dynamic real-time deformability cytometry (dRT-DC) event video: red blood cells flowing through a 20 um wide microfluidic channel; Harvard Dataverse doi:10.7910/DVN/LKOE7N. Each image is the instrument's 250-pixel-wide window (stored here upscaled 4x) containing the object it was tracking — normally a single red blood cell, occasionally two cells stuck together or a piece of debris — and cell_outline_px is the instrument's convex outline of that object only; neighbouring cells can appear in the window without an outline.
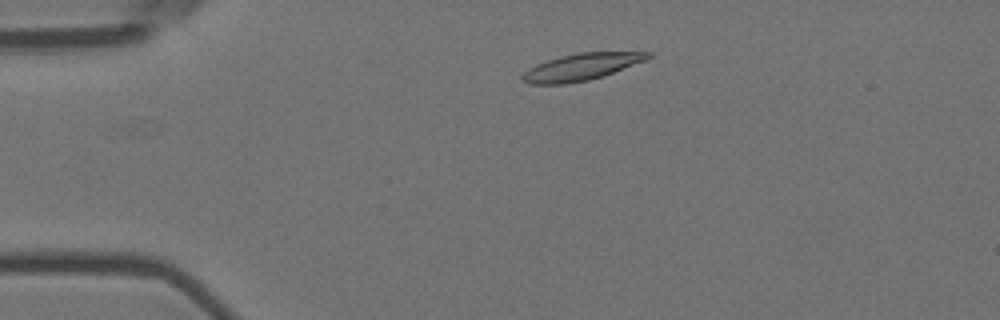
{"species": "Egyptian fruit bat (a non-hibernating species)", "species_latin": "Rousettus aegyptiacus", "temperature_condition": "room temperature", "stored_images_in_passage": 3, "camera_frame_rate_fps": 3000, "um_per_image_px": 0.085, "animal": {"sex": "female"}, "frame": {"image": 1, "passage_image": 2, "time_ms": 0.333, "image_size_px": [1000, 320], "cell_outline_px": [[652, 56], [648, 60], [604, 76], [588, 80], [564, 84], [532, 84], [520, 80], [520, 76], [528, 68], [536, 64], [560, 56], [580, 52], [652, 52]], "centroid_in_image_um": [49.43, 5.69], "position_along_channel_um": 35.6, "area_um2": 19.83}}